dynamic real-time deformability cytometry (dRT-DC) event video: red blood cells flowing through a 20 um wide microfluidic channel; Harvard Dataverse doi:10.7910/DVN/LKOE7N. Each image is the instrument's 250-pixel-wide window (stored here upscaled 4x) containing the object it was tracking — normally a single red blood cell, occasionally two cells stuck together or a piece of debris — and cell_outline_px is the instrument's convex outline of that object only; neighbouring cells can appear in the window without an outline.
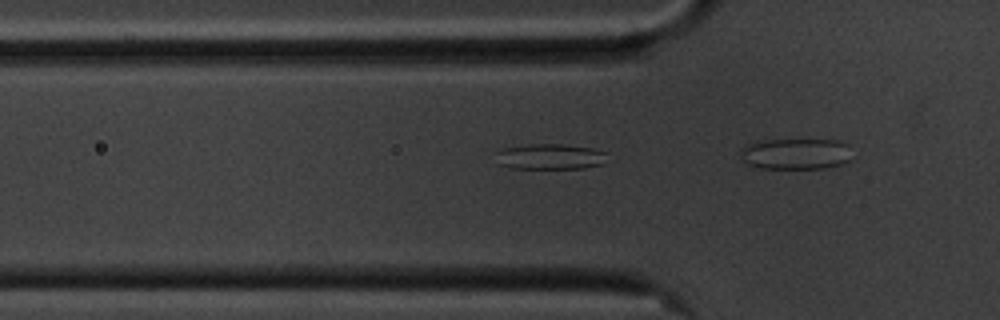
{"species": "common noctule bat (a hibernating species)", "species_latin": "Nyctalus noctula", "temperature_condition": "cold", "stored_images_in_passage": 4, "segment_of_instrument_passage": [1, 2], "camera_frame_rate_fps": 3000, "um_per_image_px": 0.085, "animal": {"sex": "male", "body_mass_g": 20.1, "forearm_length_mm": 53.5}, "frame": {"image": 1, "passage_image": 2, "time_ms": 0.333, "image_size_px": [1000, 320], "cell_outline_px": [[608, 152], [604, 164], [584, 168], [512, 168], [500, 164], [496, 152], [504, 148], [528, 144], [560, 144], [592, 148]], "centroid_in_image_um": [46.82, 13.31], "position_along_channel_um": 79.0, "area_um2": 16.53}}